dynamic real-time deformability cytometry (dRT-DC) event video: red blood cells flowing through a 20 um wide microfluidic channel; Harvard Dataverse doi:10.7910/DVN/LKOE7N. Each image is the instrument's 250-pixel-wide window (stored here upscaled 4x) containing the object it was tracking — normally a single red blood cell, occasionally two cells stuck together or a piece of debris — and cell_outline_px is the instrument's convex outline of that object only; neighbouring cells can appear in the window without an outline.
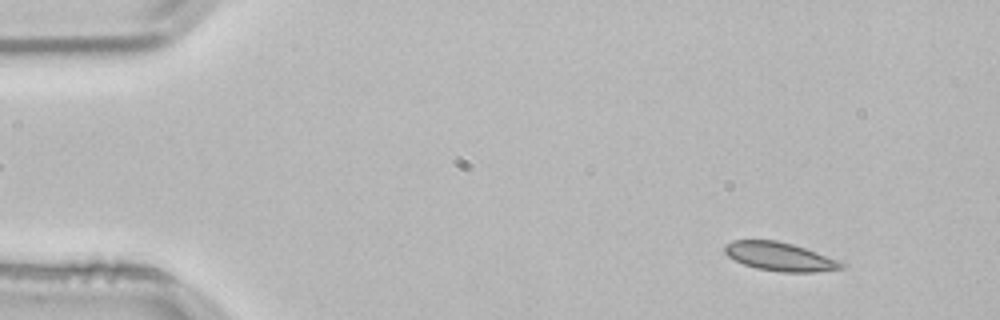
{"species": "common noctule bat (a hibernating species)", "species_latin": "Nyctalus noctula", "temperature_condition": "room temperature", "stored_images_in_passage": 53, "camera_frame_rate_fps": 3000, "um_per_image_px": 0.085, "animal": {"sex": "male", "body_mass_g": 21.5, "forearm_length_mm": 52.0}, "frame": {"image": 1, "passage_image": 5, "time_ms": 1.333, "image_size_px": [1000, 320], "cell_outline_px": [[844, 268], [812, 272], [780, 272], [756, 268], [744, 264], [728, 256], [724, 252], [724, 244], [732, 240], [776, 240], [792, 244], [816, 252], [836, 260], [844, 264]], "centroid_in_image_um": [66.22, 21.8], "position_along_channel_um": 18.8, "area_um2": 19.19}}
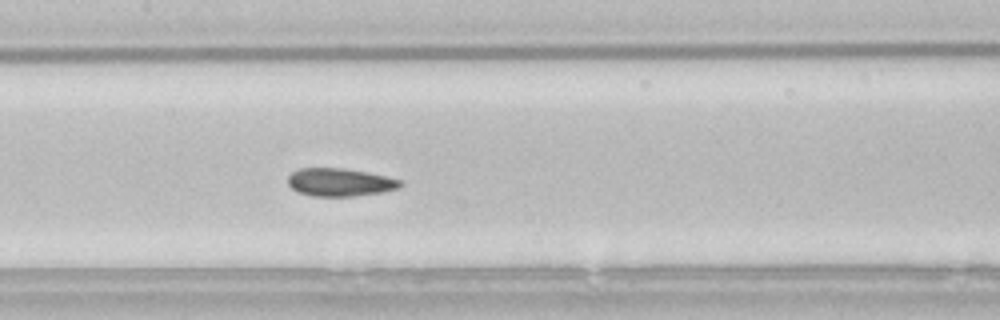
{"frame": {"image": 2, "passage_image": 25, "time_ms": 8.0, "image_size_px": [1000, 320], "cell_outline_px": [[404, 184], [400, 188], [384, 192], [352, 196], [312, 196], [300, 192], [292, 188], [288, 184], [288, 176], [292, 172], [300, 168], [344, 168], [404, 180]], "centroid_in_image_um": [28.93, 15.49], "position_along_channel_um": 178.5, "area_um2": 18.32}}
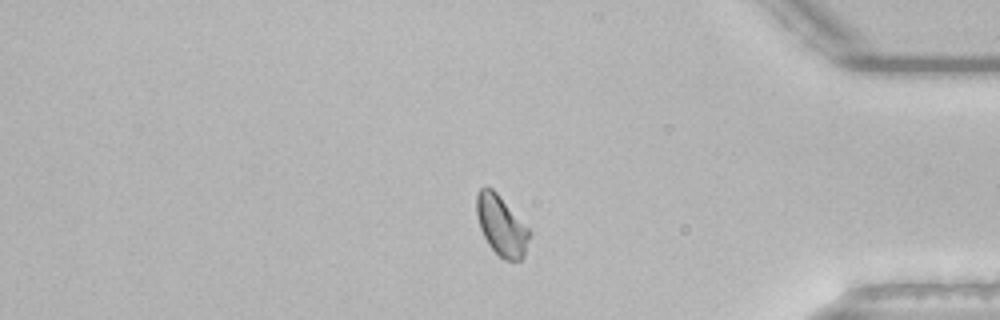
{"frame": {"image": 3, "passage_image": 44, "time_ms": 14.333, "image_size_px": [1000, 320], "cell_outline_px": [[528, 236], [524, 256], [520, 260], [504, 260], [488, 244], [480, 228], [476, 212], [476, 192], [480, 188], [492, 188], [496, 192], [528, 228]], "centroid_in_image_um": [42.57, 19.16], "position_along_channel_um": 392.6, "area_um2": 17.92}, "authors_computed_cell_mechanics": {"area_um2": 18.9584, "velocity_mm_per_s": 3.8091, "shape_relaxation_time_tau1_ms": null, "shape_relaxation_time_tau2_ms": 2.8875, "deformation_change_tau1": null, "deformation_change_tau2": 0.0383}}